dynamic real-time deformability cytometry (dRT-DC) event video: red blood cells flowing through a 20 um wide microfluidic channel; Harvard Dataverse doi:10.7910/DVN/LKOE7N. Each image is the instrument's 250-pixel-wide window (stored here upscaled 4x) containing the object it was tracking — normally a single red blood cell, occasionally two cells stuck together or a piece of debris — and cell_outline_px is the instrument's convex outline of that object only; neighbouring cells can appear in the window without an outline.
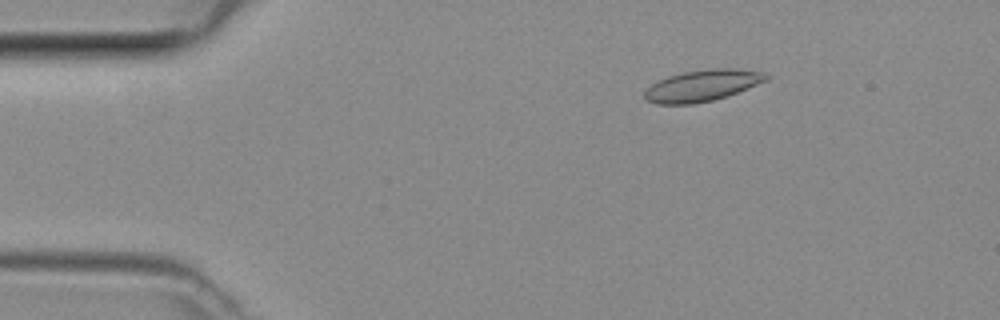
{"species": "common noctule bat (a hibernating species)", "species_latin": "Nyctalus noctula", "temperature_condition": "room temperature", "stored_images_in_passage": 6, "camera_frame_rate_fps": 3000, "um_per_image_px": 0.085, "animal": {"sex": "female", "body_mass_g": 29.2, "forearm_length_mm": 56.3}, "frame": {"image": 1, "passage_image": 2, "time_ms": 0.333, "image_size_px": [1000, 320], "cell_outline_px": [[768, 80], [748, 88], [712, 100], [692, 104], [656, 104], [648, 100], [644, 96], [644, 92], [652, 84], [668, 76], [684, 72], [712, 68], [732, 68], [764, 72], [768, 76]], "centroid_in_image_um": [59.7, 7.27], "position_along_channel_um": 25.3, "area_um2": 21.91}}
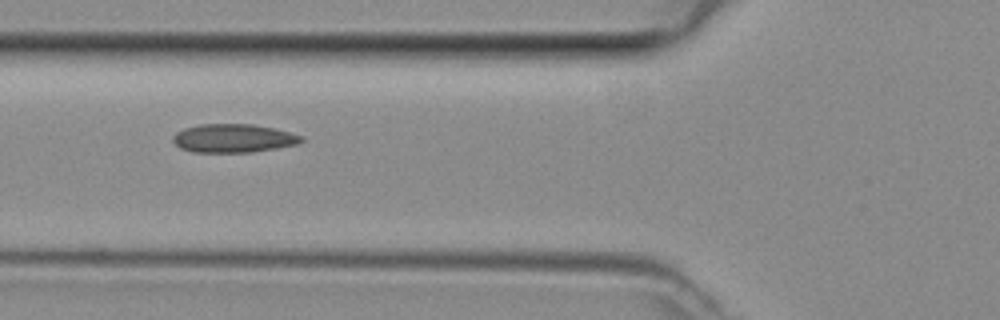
{"frame": {"image": 2, "passage_image": 5, "time_ms": 1.333, "image_size_px": [1000, 320], "cell_outline_px": [[304, 140], [296, 144], [276, 148], [252, 152], [192, 152], [180, 148], [172, 140], [172, 136], [176, 132], [184, 128], [200, 124], [252, 124], [272, 128], [304, 136]], "centroid_in_image_um": [19.81, 11.75], "position_along_channel_um": 106.0, "area_um2": 21.27}}
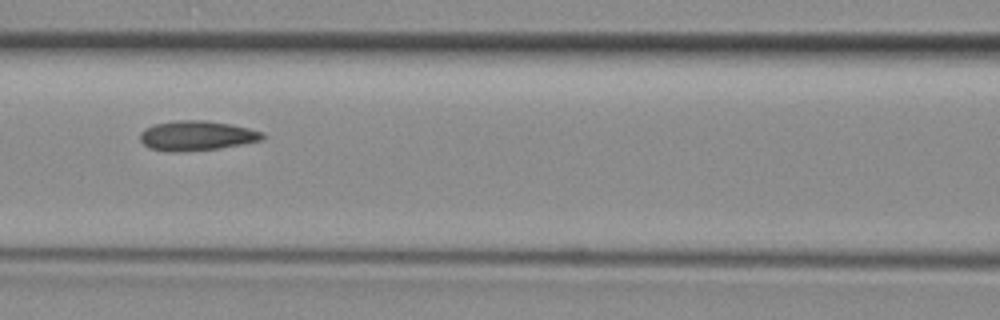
{"frame": {"image": 3, "passage_image": 6, "time_ms": 1.667, "image_size_px": [1000, 320], "cell_outline_px": [[264, 140], [216, 148], [172, 152], [148, 148], [140, 140], [140, 132], [144, 128], [152, 124], [176, 120], [204, 120], [232, 124], [264, 132]], "centroid_in_image_um": [16.69, 11.51], "position_along_channel_um": 149.9, "area_um2": 21.21}}